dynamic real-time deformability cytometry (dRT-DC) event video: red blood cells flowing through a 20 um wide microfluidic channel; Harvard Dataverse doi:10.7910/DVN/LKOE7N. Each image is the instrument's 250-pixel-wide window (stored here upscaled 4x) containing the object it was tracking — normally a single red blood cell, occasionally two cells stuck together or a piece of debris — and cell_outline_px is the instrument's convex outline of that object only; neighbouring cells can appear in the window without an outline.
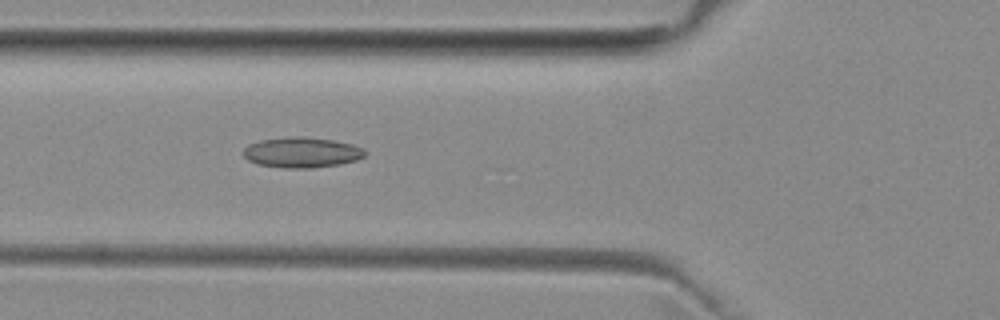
{"species": "common noctule bat (a hibernating species)", "species_latin": "Nyctalus noctula", "temperature_condition": "room temperature", "stored_images_in_passage": 6, "camera_frame_rate_fps": 3000, "um_per_image_px": 0.085, "animal": {"sex": "female", "body_mass_g": 29.2, "forearm_length_mm": 56.3}, "frame": {"image": 1, "passage_image": 6, "time_ms": 5.667, "image_size_px": [1000, 320], "cell_outline_px": [[364, 156], [356, 160], [340, 164], [312, 168], [284, 168], [256, 164], [248, 160], [244, 156], [244, 148], [248, 144], [260, 140], [296, 136], [300, 136], [332, 140], [352, 144], [364, 148]], "centroid_in_image_um": [25.63, 12.96], "position_along_channel_um": 100.2, "area_um2": 21.5}}